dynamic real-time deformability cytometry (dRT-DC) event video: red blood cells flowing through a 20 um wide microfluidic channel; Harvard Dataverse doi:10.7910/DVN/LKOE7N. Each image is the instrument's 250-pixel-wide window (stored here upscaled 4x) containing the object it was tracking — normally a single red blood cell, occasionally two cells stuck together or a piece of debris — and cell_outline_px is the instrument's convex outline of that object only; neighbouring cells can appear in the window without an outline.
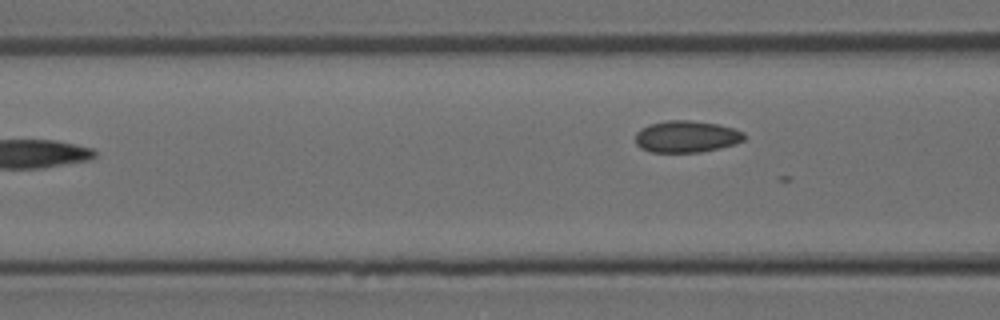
{"species": "Egyptian fruit bat (a non-hibernating species)", "species_latin": "Rousettus aegyptiacus", "temperature_condition": "room temperature", "stored_images_in_passage": 6, "camera_frame_rate_fps": 3000, "um_per_image_px": 0.085, "animal": {"sex": "female"}, "frame": {"image": 1, "passage_image": 6, "time_ms": 1.667, "image_size_px": [1000, 320], "cell_outline_px": [[744, 140], [720, 148], [700, 152], [652, 152], [640, 148], [636, 144], [636, 132], [640, 128], [648, 124], [668, 120], [692, 120], [720, 124], [744, 132]], "centroid_in_image_um": [58.32, 11.6], "position_along_channel_um": 108.3, "area_um2": 20.23}}